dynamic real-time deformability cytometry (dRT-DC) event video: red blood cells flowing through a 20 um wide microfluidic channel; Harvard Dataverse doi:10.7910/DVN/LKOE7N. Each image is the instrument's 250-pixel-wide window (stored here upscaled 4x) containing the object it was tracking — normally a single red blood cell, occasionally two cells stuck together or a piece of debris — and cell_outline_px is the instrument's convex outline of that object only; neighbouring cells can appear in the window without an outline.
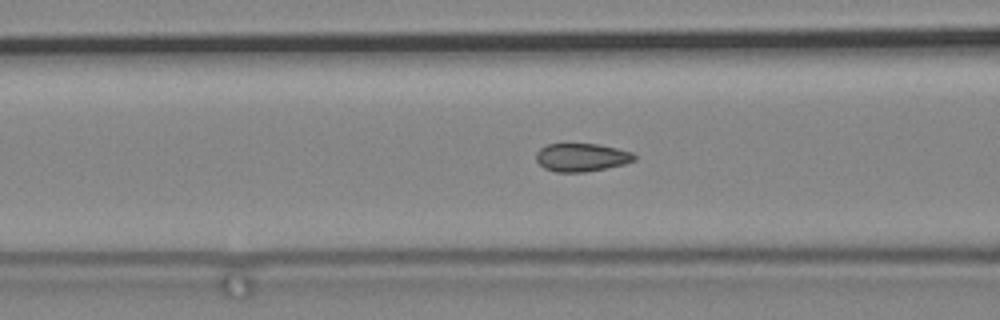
{"species": "common noctule bat (a hibernating species)", "species_latin": "Nyctalus noctula", "temperature_condition": "cold", "stored_images_in_passage": 51, "camera_frame_rate_fps": 3000, "um_per_image_px": 0.085, "animal": {"sex": "male", "body_mass_g": 19.2, "forearm_length_mm": 51.8}, "frame": {"image": 1, "passage_image": 11, "time_ms": 3.333, "image_size_px": [1000, 320], "cell_outline_px": [[636, 160], [624, 164], [584, 172], [556, 172], [544, 168], [536, 160], [536, 152], [540, 148], [548, 144], [600, 144], [632, 152], [636, 156]], "centroid_in_image_um": [49.43, 13.37], "position_along_channel_um": 117.2, "area_um2": 16.07}}
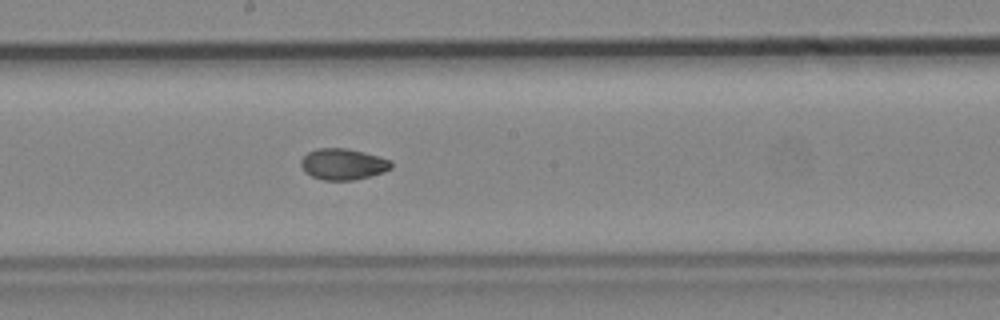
{"frame": {"image": 2, "passage_image": 21, "time_ms": 6.667, "image_size_px": [1000, 320], "cell_outline_px": [[392, 168], [384, 172], [372, 176], [352, 180], [324, 180], [312, 176], [304, 172], [300, 164], [300, 160], [308, 152], [316, 148], [348, 148], [380, 156], [392, 160]], "centroid_in_image_um": [29.18, 13.95], "position_along_channel_um": 219.0, "area_um2": 16.65}}
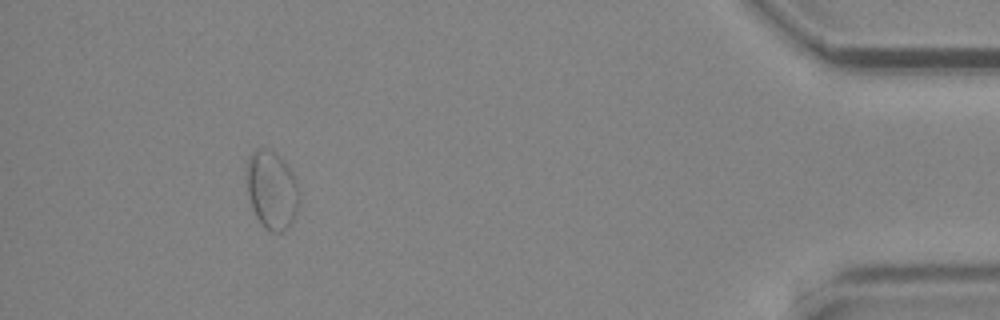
{"frame": {"image": 3, "passage_image": 46, "time_ms": 15.0, "image_size_px": [1000, 320], "cell_outline_px": [[300, 200], [296, 212], [292, 220], [280, 232], [268, 232], [260, 224], [252, 208], [248, 196], [244, 168], [248, 156], [256, 148], [268, 148], [276, 152], [280, 156], [292, 172], [296, 180], [300, 192]], "centroid_in_image_um": [23.06, 16.1], "position_along_channel_um": 412.1, "area_um2": 24.57}}